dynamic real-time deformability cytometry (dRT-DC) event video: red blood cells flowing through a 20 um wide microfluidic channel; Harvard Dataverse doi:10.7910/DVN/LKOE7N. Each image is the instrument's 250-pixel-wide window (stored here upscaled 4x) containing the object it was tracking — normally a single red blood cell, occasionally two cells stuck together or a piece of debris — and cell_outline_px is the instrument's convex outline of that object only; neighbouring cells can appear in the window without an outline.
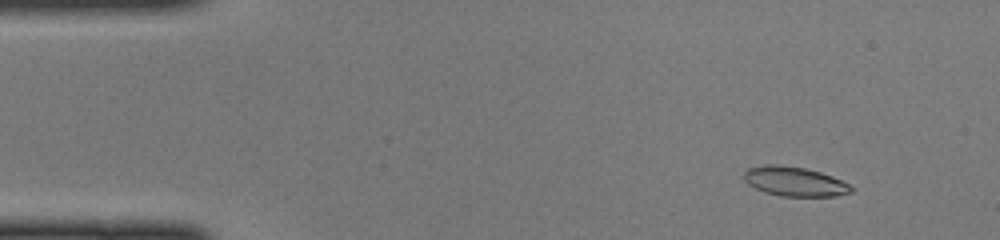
{"species": "common noctule bat (a hibernating species)", "species_latin": "Nyctalus noctula", "temperature_condition": "cold", "stored_images_in_passage": 47, "camera_frame_rate_fps": 3000, "um_per_image_px": 0.085, "animal": {"sex": "female", "body_mass_g": 22.0, "forearm_length_mm": 56.7}, "frame": {"image": 1, "passage_image": 5, "time_ms": 1.333, "image_size_px": [1000, 240], "cell_outline_px": [[856, 188], [852, 192], [836, 196], [780, 196], [764, 192], [748, 184], [744, 180], [744, 172], [748, 168], [764, 164], [780, 164], [804, 168], [820, 172], [832, 176]], "centroid_in_image_um": [67.54, 15.42], "position_along_channel_um": 17.5, "area_um2": 18.5}}
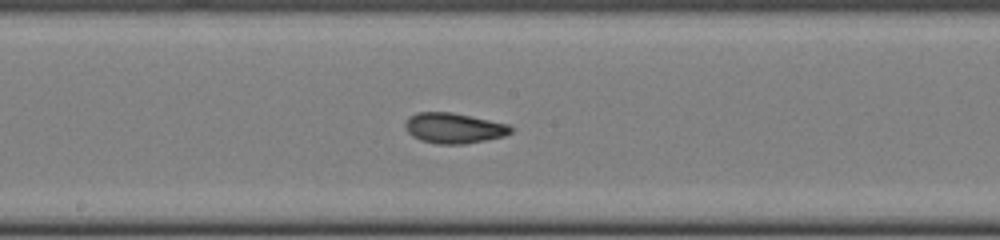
{"frame": {"image": 2, "passage_image": 25, "time_ms": 8.0, "image_size_px": [1000, 240], "cell_outline_px": [[512, 132], [504, 136], [464, 144], [436, 144], [420, 140], [412, 136], [408, 132], [404, 124], [408, 116], [416, 112], [452, 112], [508, 124], [512, 128]], "centroid_in_image_um": [38.54, 10.88], "position_along_channel_um": 209.7, "area_um2": 18.73}}
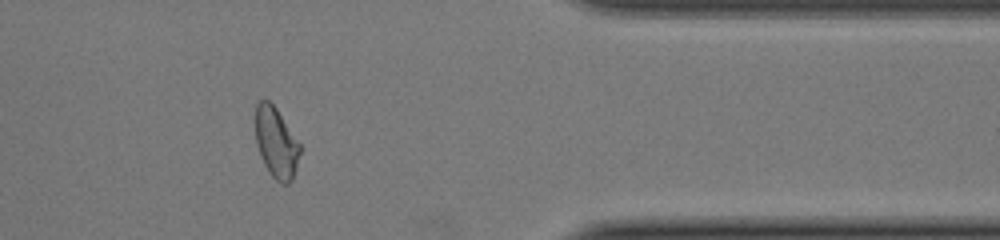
{"frame": {"image": 3, "passage_image": 39, "time_ms": 12.667, "image_size_px": [1000, 240], "cell_outline_px": [[300, 152], [296, 168], [292, 180], [288, 184], [280, 184], [268, 172], [260, 156], [256, 144], [256, 104], [260, 100], [268, 100], [276, 108], [300, 144]], "centroid_in_image_um": [23.47, 12.16], "position_along_channel_um": 387.9, "area_um2": 18.21}}